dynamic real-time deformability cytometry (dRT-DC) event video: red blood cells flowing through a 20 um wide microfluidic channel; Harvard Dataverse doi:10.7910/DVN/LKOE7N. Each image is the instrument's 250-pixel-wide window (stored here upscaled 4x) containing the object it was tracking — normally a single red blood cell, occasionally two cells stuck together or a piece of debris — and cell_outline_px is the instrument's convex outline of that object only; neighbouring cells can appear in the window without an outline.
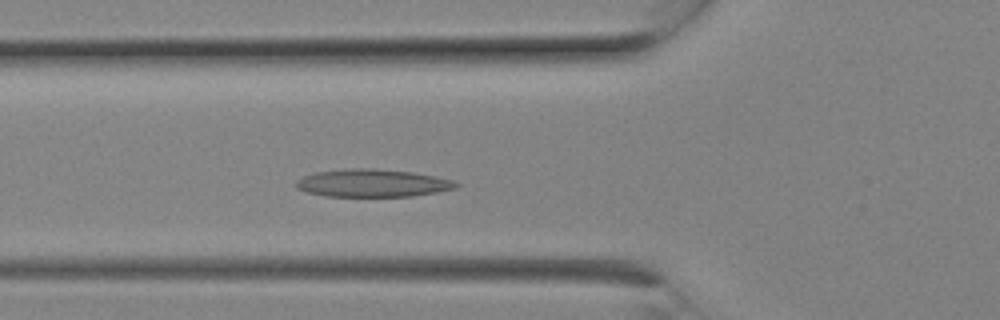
{"species": "Egyptian fruit bat (a non-hibernating species)", "species_latin": "Rousettus aegyptiacus", "temperature_condition": "room temperature", "stored_images_in_passage": 7, "camera_frame_rate_fps": 3000, "um_per_image_px": 0.085, "animal": {"sex": "female"}, "frame": {"image": 1, "passage_image": 7, "time_ms": 2.0, "image_size_px": [1000, 320], "cell_outline_px": [[460, 184], [456, 188], [436, 192], [412, 196], [324, 196], [308, 192], [296, 188], [296, 180], [304, 176], [316, 172], [348, 168], [372, 168], [412, 172], [436, 176], [456, 180]], "centroid_in_image_um": [31.69, 15.56], "position_along_channel_um": 94.1, "area_um2": 25.89}}